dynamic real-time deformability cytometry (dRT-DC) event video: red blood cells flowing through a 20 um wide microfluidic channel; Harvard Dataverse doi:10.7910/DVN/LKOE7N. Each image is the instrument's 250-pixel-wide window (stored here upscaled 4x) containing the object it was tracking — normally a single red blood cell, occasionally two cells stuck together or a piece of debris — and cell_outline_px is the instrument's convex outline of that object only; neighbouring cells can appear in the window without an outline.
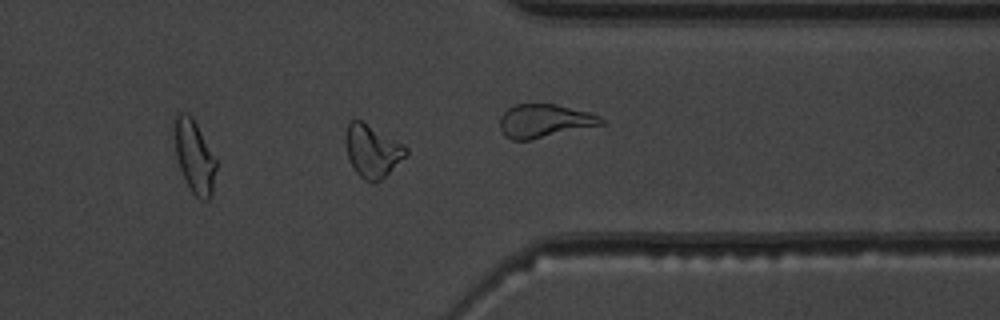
{"species": "common noctule bat (a hibernating species)", "species_latin": "Nyctalus noctula", "temperature_condition": "warm", "stored_images_in_passage": 39, "camera_frame_rate_fps": 3000, "um_per_image_px": 0.085, "animal": {"sex": "male", "body_mass_g": 19.5, "forearm_length_mm": 54.6}, "frame": {"image": 1, "passage_image": 28, "time_ms": 9.0, "image_size_px": [1000, 320], "cell_outline_px": [[408, 156], [380, 180], [364, 180], [356, 172], [348, 156], [344, 140], [348, 120], [360, 120], [404, 144], [408, 148]], "centroid_in_image_um": [31.66, 12.8], "position_along_channel_um": 379.7, "area_um2": 18.38}, "authors_computed_cell_mechanics": {"area_um2": 17.2244, "velocity_mm_per_s": 3.9369, "shape_relaxation_time_tau1_ms": 6.8211, "shape_relaxation_time_tau2_ms": 1.7977, "deformation_change_tau1": 0.2162, "deformation_change_tau2": 0.0872}}